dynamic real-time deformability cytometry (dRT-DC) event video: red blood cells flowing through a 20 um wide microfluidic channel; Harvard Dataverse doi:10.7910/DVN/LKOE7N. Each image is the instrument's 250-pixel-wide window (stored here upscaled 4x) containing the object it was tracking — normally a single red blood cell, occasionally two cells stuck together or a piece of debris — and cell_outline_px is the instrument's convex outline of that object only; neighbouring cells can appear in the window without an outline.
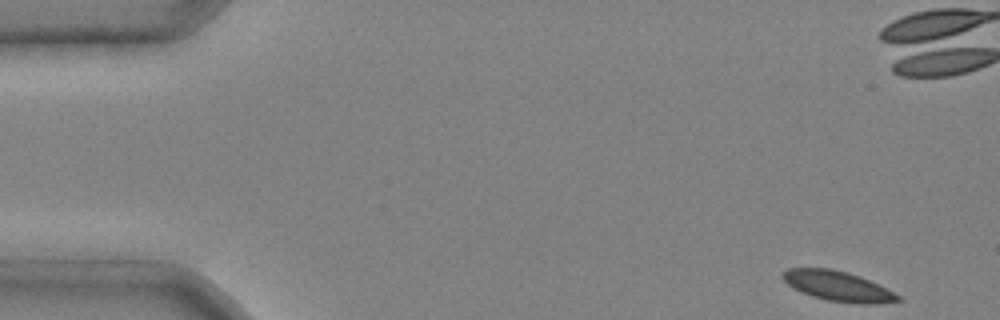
{"species": "common noctule bat (a hibernating species)", "species_latin": "Nyctalus noctula", "temperature_condition": "cold", "stored_images_in_passage": 4, "camera_frame_rate_fps": 3000, "um_per_image_px": 0.085, "animal": {"sex": "male", "body_mass_g": 20.4}, "frame": {"image": 1, "passage_image": 1, "time_ms": 0.0, "image_size_px": [1000, 320], "cell_outline_px": [[904, 300], [876, 304], [856, 304], [828, 300], [812, 296], [792, 288], [780, 276], [788, 268], [832, 268], [848, 272], [860, 276], [900, 296]], "centroid_in_image_um": [71.2, 24.32], "position_along_channel_um": 13.8, "area_um2": 20.06}}